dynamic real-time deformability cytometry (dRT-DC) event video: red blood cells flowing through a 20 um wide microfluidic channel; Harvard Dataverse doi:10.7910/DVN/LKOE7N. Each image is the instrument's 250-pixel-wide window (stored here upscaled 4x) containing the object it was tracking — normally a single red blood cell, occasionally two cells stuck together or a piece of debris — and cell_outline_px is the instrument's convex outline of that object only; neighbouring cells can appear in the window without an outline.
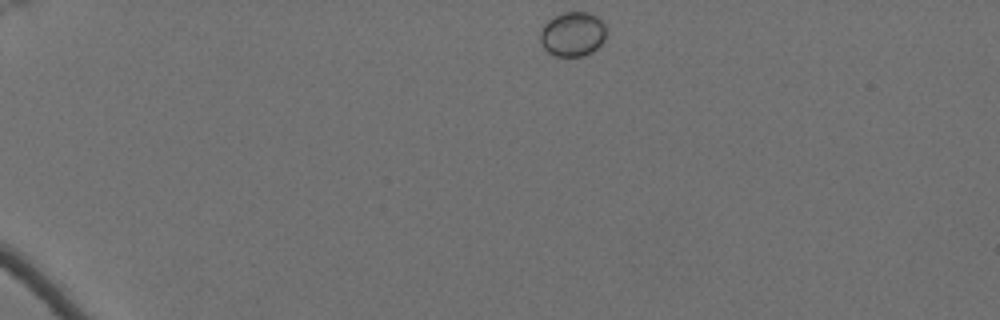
{"species": "Egyptian fruit bat (a non-hibernating species)", "species_latin": "Rousettus aegyptiacus", "temperature_condition": "cold", "stored_images_in_passage": 48, "camera_frame_rate_fps": 3000, "um_per_image_px": 0.085, "animal": {"sex": "female"}, "frame": {"image": 1, "passage_image": 1, "time_ms": 0.0, "image_size_px": [1000, 320], "cell_outline_px": [[604, 40], [592, 52], [584, 56], [552, 56], [544, 48], [540, 40], [540, 32], [544, 24], [548, 20], [564, 12], [588, 12], [596, 16], [604, 24]], "centroid_in_image_um": [48.65, 2.91], "position_along_channel_um": 36.4, "area_um2": 16.99}}
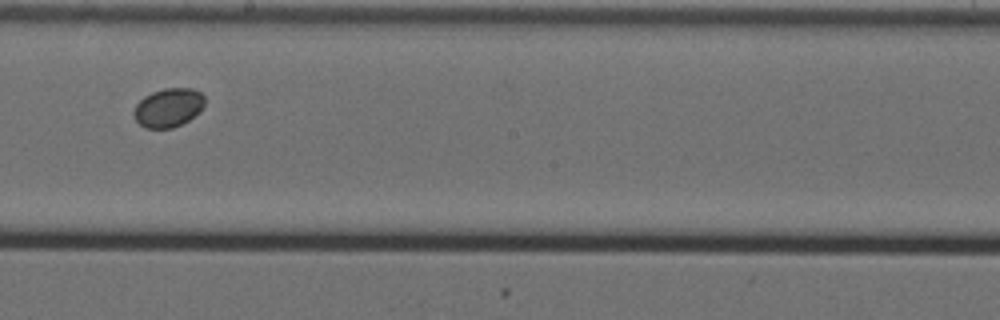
{"frame": {"image": 2, "passage_image": 25, "time_ms": 8.0, "image_size_px": [1000, 320], "cell_outline_px": [[204, 104], [200, 112], [188, 120], [172, 128], [144, 128], [136, 120], [132, 112], [136, 104], [144, 96], [152, 92], [164, 88], [192, 88], [200, 92], [204, 96]], "centroid_in_image_um": [14.3, 9.14], "position_along_channel_um": 233.9, "area_um2": 16.07}}
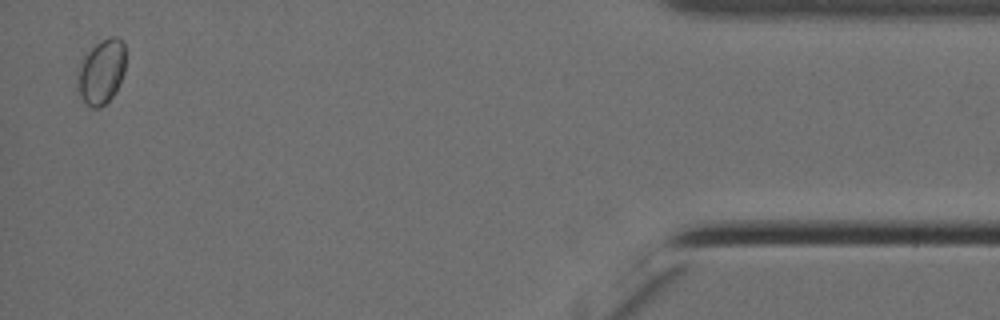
{"frame": {"image": 3, "passage_image": 47, "time_ms": 15.333, "image_size_px": [1000, 320], "cell_outline_px": [[124, 72], [120, 84], [112, 96], [100, 108], [92, 108], [76, 92], [76, 72], [88, 52], [100, 40], [108, 36], [116, 36], [124, 40]], "centroid_in_image_um": [8.61, 6.09], "position_along_channel_um": 426.6, "area_um2": 18.26}}